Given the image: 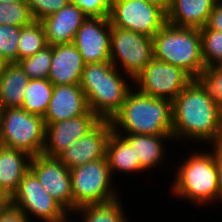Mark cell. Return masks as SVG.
<instances>
[{"label": "cell", "mask_w": 222, "mask_h": 222, "mask_svg": "<svg viewBox=\"0 0 222 222\" xmlns=\"http://www.w3.org/2000/svg\"><path fill=\"white\" fill-rule=\"evenodd\" d=\"M26 2L29 12L35 21H41L58 12L69 3L68 0H26Z\"/></svg>", "instance_id": "cell-32"}, {"label": "cell", "mask_w": 222, "mask_h": 222, "mask_svg": "<svg viewBox=\"0 0 222 222\" xmlns=\"http://www.w3.org/2000/svg\"><path fill=\"white\" fill-rule=\"evenodd\" d=\"M7 64L8 63L0 56V77L3 74Z\"/></svg>", "instance_id": "cell-39"}, {"label": "cell", "mask_w": 222, "mask_h": 222, "mask_svg": "<svg viewBox=\"0 0 222 222\" xmlns=\"http://www.w3.org/2000/svg\"><path fill=\"white\" fill-rule=\"evenodd\" d=\"M86 19L84 12L73 3L42 19L47 45L73 43L77 30Z\"/></svg>", "instance_id": "cell-17"}, {"label": "cell", "mask_w": 222, "mask_h": 222, "mask_svg": "<svg viewBox=\"0 0 222 222\" xmlns=\"http://www.w3.org/2000/svg\"><path fill=\"white\" fill-rule=\"evenodd\" d=\"M29 169L35 174L46 192L71 216L74 211L70 169L57 157L32 156Z\"/></svg>", "instance_id": "cell-12"}, {"label": "cell", "mask_w": 222, "mask_h": 222, "mask_svg": "<svg viewBox=\"0 0 222 222\" xmlns=\"http://www.w3.org/2000/svg\"><path fill=\"white\" fill-rule=\"evenodd\" d=\"M52 60V46L47 45L35 55L18 63L30 79H48Z\"/></svg>", "instance_id": "cell-28"}, {"label": "cell", "mask_w": 222, "mask_h": 222, "mask_svg": "<svg viewBox=\"0 0 222 222\" xmlns=\"http://www.w3.org/2000/svg\"><path fill=\"white\" fill-rule=\"evenodd\" d=\"M31 156L21 150L0 147V185L10 196L17 190L25 173L29 170Z\"/></svg>", "instance_id": "cell-22"}, {"label": "cell", "mask_w": 222, "mask_h": 222, "mask_svg": "<svg viewBox=\"0 0 222 222\" xmlns=\"http://www.w3.org/2000/svg\"><path fill=\"white\" fill-rule=\"evenodd\" d=\"M216 0H172L167 22L177 27L201 29L207 25Z\"/></svg>", "instance_id": "cell-20"}, {"label": "cell", "mask_w": 222, "mask_h": 222, "mask_svg": "<svg viewBox=\"0 0 222 222\" xmlns=\"http://www.w3.org/2000/svg\"><path fill=\"white\" fill-rule=\"evenodd\" d=\"M64 222H74L73 221V217L71 216V217H69L66 221H64Z\"/></svg>", "instance_id": "cell-41"}, {"label": "cell", "mask_w": 222, "mask_h": 222, "mask_svg": "<svg viewBox=\"0 0 222 222\" xmlns=\"http://www.w3.org/2000/svg\"><path fill=\"white\" fill-rule=\"evenodd\" d=\"M199 79L218 103L222 113V65L205 68Z\"/></svg>", "instance_id": "cell-31"}, {"label": "cell", "mask_w": 222, "mask_h": 222, "mask_svg": "<svg viewBox=\"0 0 222 222\" xmlns=\"http://www.w3.org/2000/svg\"><path fill=\"white\" fill-rule=\"evenodd\" d=\"M207 26L210 29L222 32V4L216 3L212 9Z\"/></svg>", "instance_id": "cell-36"}, {"label": "cell", "mask_w": 222, "mask_h": 222, "mask_svg": "<svg viewBox=\"0 0 222 222\" xmlns=\"http://www.w3.org/2000/svg\"><path fill=\"white\" fill-rule=\"evenodd\" d=\"M32 21L26 1L0 2V25L23 27Z\"/></svg>", "instance_id": "cell-29"}, {"label": "cell", "mask_w": 222, "mask_h": 222, "mask_svg": "<svg viewBox=\"0 0 222 222\" xmlns=\"http://www.w3.org/2000/svg\"><path fill=\"white\" fill-rule=\"evenodd\" d=\"M200 149L193 148L194 151L189 156L184 159L182 157L177 162L179 164L173 166L176 171L174 170L175 177L170 185V192L178 201L182 199L189 204L193 203L195 207L210 206L211 203L217 205L218 180L213 153L209 148L205 151Z\"/></svg>", "instance_id": "cell-3"}, {"label": "cell", "mask_w": 222, "mask_h": 222, "mask_svg": "<svg viewBox=\"0 0 222 222\" xmlns=\"http://www.w3.org/2000/svg\"><path fill=\"white\" fill-rule=\"evenodd\" d=\"M106 158L112 178L117 173H124V175H135L145 170L140 166V161L134 149L130 144L121 136L112 131L110 133L107 147Z\"/></svg>", "instance_id": "cell-21"}, {"label": "cell", "mask_w": 222, "mask_h": 222, "mask_svg": "<svg viewBox=\"0 0 222 222\" xmlns=\"http://www.w3.org/2000/svg\"><path fill=\"white\" fill-rule=\"evenodd\" d=\"M131 84L133 79L110 61L85 64L80 81L89 109L101 120H111L121 109Z\"/></svg>", "instance_id": "cell-4"}, {"label": "cell", "mask_w": 222, "mask_h": 222, "mask_svg": "<svg viewBox=\"0 0 222 222\" xmlns=\"http://www.w3.org/2000/svg\"><path fill=\"white\" fill-rule=\"evenodd\" d=\"M213 153L218 180V203L222 205V142L208 145Z\"/></svg>", "instance_id": "cell-34"}, {"label": "cell", "mask_w": 222, "mask_h": 222, "mask_svg": "<svg viewBox=\"0 0 222 222\" xmlns=\"http://www.w3.org/2000/svg\"><path fill=\"white\" fill-rule=\"evenodd\" d=\"M153 57L181 67L193 79H199L205 70L200 29L167 22L153 37Z\"/></svg>", "instance_id": "cell-5"}, {"label": "cell", "mask_w": 222, "mask_h": 222, "mask_svg": "<svg viewBox=\"0 0 222 222\" xmlns=\"http://www.w3.org/2000/svg\"><path fill=\"white\" fill-rule=\"evenodd\" d=\"M18 1H26V0H0V2H18Z\"/></svg>", "instance_id": "cell-40"}, {"label": "cell", "mask_w": 222, "mask_h": 222, "mask_svg": "<svg viewBox=\"0 0 222 222\" xmlns=\"http://www.w3.org/2000/svg\"><path fill=\"white\" fill-rule=\"evenodd\" d=\"M45 133L43 117L21 107L1 109L0 143L3 146L24 151L31 157L42 155Z\"/></svg>", "instance_id": "cell-6"}, {"label": "cell", "mask_w": 222, "mask_h": 222, "mask_svg": "<svg viewBox=\"0 0 222 222\" xmlns=\"http://www.w3.org/2000/svg\"><path fill=\"white\" fill-rule=\"evenodd\" d=\"M111 132V121L101 120L90 132L63 150L57 158L68 169L106 158V147Z\"/></svg>", "instance_id": "cell-15"}, {"label": "cell", "mask_w": 222, "mask_h": 222, "mask_svg": "<svg viewBox=\"0 0 222 222\" xmlns=\"http://www.w3.org/2000/svg\"><path fill=\"white\" fill-rule=\"evenodd\" d=\"M192 80L181 67L153 57L133 79V86L143 94L172 102Z\"/></svg>", "instance_id": "cell-10"}, {"label": "cell", "mask_w": 222, "mask_h": 222, "mask_svg": "<svg viewBox=\"0 0 222 222\" xmlns=\"http://www.w3.org/2000/svg\"><path fill=\"white\" fill-rule=\"evenodd\" d=\"M87 98L80 84L54 85L48 109L44 115L45 125L56 123L89 111Z\"/></svg>", "instance_id": "cell-16"}, {"label": "cell", "mask_w": 222, "mask_h": 222, "mask_svg": "<svg viewBox=\"0 0 222 222\" xmlns=\"http://www.w3.org/2000/svg\"><path fill=\"white\" fill-rule=\"evenodd\" d=\"M0 222H32L24 213L17 208L10 206L0 211Z\"/></svg>", "instance_id": "cell-35"}, {"label": "cell", "mask_w": 222, "mask_h": 222, "mask_svg": "<svg viewBox=\"0 0 222 222\" xmlns=\"http://www.w3.org/2000/svg\"><path fill=\"white\" fill-rule=\"evenodd\" d=\"M47 46L44 28L40 21L33 20L21 27L18 43V62L35 55Z\"/></svg>", "instance_id": "cell-26"}, {"label": "cell", "mask_w": 222, "mask_h": 222, "mask_svg": "<svg viewBox=\"0 0 222 222\" xmlns=\"http://www.w3.org/2000/svg\"><path fill=\"white\" fill-rule=\"evenodd\" d=\"M200 35L205 68L222 65V32L206 25L200 29Z\"/></svg>", "instance_id": "cell-27"}, {"label": "cell", "mask_w": 222, "mask_h": 222, "mask_svg": "<svg viewBox=\"0 0 222 222\" xmlns=\"http://www.w3.org/2000/svg\"><path fill=\"white\" fill-rule=\"evenodd\" d=\"M21 27L0 25V56L7 63H18V43Z\"/></svg>", "instance_id": "cell-30"}, {"label": "cell", "mask_w": 222, "mask_h": 222, "mask_svg": "<svg viewBox=\"0 0 222 222\" xmlns=\"http://www.w3.org/2000/svg\"><path fill=\"white\" fill-rule=\"evenodd\" d=\"M74 210L89 204H101L119 198L107 158L70 169ZM115 184V185H114Z\"/></svg>", "instance_id": "cell-7"}, {"label": "cell", "mask_w": 222, "mask_h": 222, "mask_svg": "<svg viewBox=\"0 0 222 222\" xmlns=\"http://www.w3.org/2000/svg\"><path fill=\"white\" fill-rule=\"evenodd\" d=\"M121 135L134 149L140 161V166L147 172L159 168L163 162L167 161L166 142H173L172 135H137V134H118Z\"/></svg>", "instance_id": "cell-19"}, {"label": "cell", "mask_w": 222, "mask_h": 222, "mask_svg": "<svg viewBox=\"0 0 222 222\" xmlns=\"http://www.w3.org/2000/svg\"><path fill=\"white\" fill-rule=\"evenodd\" d=\"M148 3H151L158 8H160L162 11H164L166 14L170 11V8L172 6V0H146Z\"/></svg>", "instance_id": "cell-38"}, {"label": "cell", "mask_w": 222, "mask_h": 222, "mask_svg": "<svg viewBox=\"0 0 222 222\" xmlns=\"http://www.w3.org/2000/svg\"><path fill=\"white\" fill-rule=\"evenodd\" d=\"M121 196L113 201L101 204H89L76 208L71 214L80 222H130L126 215ZM125 209V210H124ZM79 214V215H78ZM74 220V222L78 221Z\"/></svg>", "instance_id": "cell-24"}, {"label": "cell", "mask_w": 222, "mask_h": 222, "mask_svg": "<svg viewBox=\"0 0 222 222\" xmlns=\"http://www.w3.org/2000/svg\"><path fill=\"white\" fill-rule=\"evenodd\" d=\"M77 4L87 17L109 18L115 0H68Z\"/></svg>", "instance_id": "cell-33"}, {"label": "cell", "mask_w": 222, "mask_h": 222, "mask_svg": "<svg viewBox=\"0 0 222 222\" xmlns=\"http://www.w3.org/2000/svg\"><path fill=\"white\" fill-rule=\"evenodd\" d=\"M111 24L106 17H87L74 44L85 64L110 61Z\"/></svg>", "instance_id": "cell-13"}, {"label": "cell", "mask_w": 222, "mask_h": 222, "mask_svg": "<svg viewBox=\"0 0 222 222\" xmlns=\"http://www.w3.org/2000/svg\"><path fill=\"white\" fill-rule=\"evenodd\" d=\"M101 119L89 110L86 114L46 125L42 154L57 157L63 150L90 132Z\"/></svg>", "instance_id": "cell-14"}, {"label": "cell", "mask_w": 222, "mask_h": 222, "mask_svg": "<svg viewBox=\"0 0 222 222\" xmlns=\"http://www.w3.org/2000/svg\"><path fill=\"white\" fill-rule=\"evenodd\" d=\"M172 139L183 145L222 142V113L200 79H193L172 101Z\"/></svg>", "instance_id": "cell-1"}, {"label": "cell", "mask_w": 222, "mask_h": 222, "mask_svg": "<svg viewBox=\"0 0 222 222\" xmlns=\"http://www.w3.org/2000/svg\"><path fill=\"white\" fill-rule=\"evenodd\" d=\"M153 58V38L111 26L110 62L134 79Z\"/></svg>", "instance_id": "cell-9"}, {"label": "cell", "mask_w": 222, "mask_h": 222, "mask_svg": "<svg viewBox=\"0 0 222 222\" xmlns=\"http://www.w3.org/2000/svg\"><path fill=\"white\" fill-rule=\"evenodd\" d=\"M216 2L222 4V0H216Z\"/></svg>", "instance_id": "cell-42"}, {"label": "cell", "mask_w": 222, "mask_h": 222, "mask_svg": "<svg viewBox=\"0 0 222 222\" xmlns=\"http://www.w3.org/2000/svg\"><path fill=\"white\" fill-rule=\"evenodd\" d=\"M29 80L19 63H8L0 77V108L21 107Z\"/></svg>", "instance_id": "cell-23"}, {"label": "cell", "mask_w": 222, "mask_h": 222, "mask_svg": "<svg viewBox=\"0 0 222 222\" xmlns=\"http://www.w3.org/2000/svg\"><path fill=\"white\" fill-rule=\"evenodd\" d=\"M54 85L49 79H30L25 89L21 108L28 113L44 117Z\"/></svg>", "instance_id": "cell-25"}, {"label": "cell", "mask_w": 222, "mask_h": 222, "mask_svg": "<svg viewBox=\"0 0 222 222\" xmlns=\"http://www.w3.org/2000/svg\"><path fill=\"white\" fill-rule=\"evenodd\" d=\"M11 206V196L9 193L0 185V211Z\"/></svg>", "instance_id": "cell-37"}, {"label": "cell", "mask_w": 222, "mask_h": 222, "mask_svg": "<svg viewBox=\"0 0 222 222\" xmlns=\"http://www.w3.org/2000/svg\"><path fill=\"white\" fill-rule=\"evenodd\" d=\"M109 21L113 27L153 38L167 23V14L146 0H115Z\"/></svg>", "instance_id": "cell-11"}, {"label": "cell", "mask_w": 222, "mask_h": 222, "mask_svg": "<svg viewBox=\"0 0 222 222\" xmlns=\"http://www.w3.org/2000/svg\"><path fill=\"white\" fill-rule=\"evenodd\" d=\"M85 63L74 43L52 45L48 79L53 85L80 84Z\"/></svg>", "instance_id": "cell-18"}, {"label": "cell", "mask_w": 222, "mask_h": 222, "mask_svg": "<svg viewBox=\"0 0 222 222\" xmlns=\"http://www.w3.org/2000/svg\"><path fill=\"white\" fill-rule=\"evenodd\" d=\"M11 206L24 213L30 221L34 218L35 222L36 218L42 222H64L70 217V214L46 192L30 169L12 194Z\"/></svg>", "instance_id": "cell-8"}, {"label": "cell", "mask_w": 222, "mask_h": 222, "mask_svg": "<svg viewBox=\"0 0 222 222\" xmlns=\"http://www.w3.org/2000/svg\"><path fill=\"white\" fill-rule=\"evenodd\" d=\"M110 121L117 134L172 135V102L143 94L133 86Z\"/></svg>", "instance_id": "cell-2"}]
</instances>
